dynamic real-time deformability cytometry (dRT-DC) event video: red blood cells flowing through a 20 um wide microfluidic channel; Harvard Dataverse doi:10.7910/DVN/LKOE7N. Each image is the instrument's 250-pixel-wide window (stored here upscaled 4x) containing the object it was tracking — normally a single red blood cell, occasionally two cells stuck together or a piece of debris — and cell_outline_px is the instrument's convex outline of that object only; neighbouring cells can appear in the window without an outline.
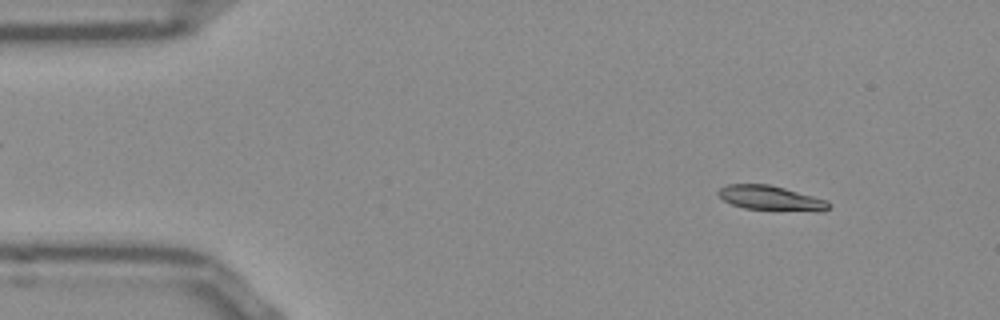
{"species": "Egyptian fruit bat (a non-hibernating species)", "species_latin": "Rousettus aegyptiacus", "temperature_condition": "room temperature", "stored_images_in_passage": 52, "segment_of_instrument_passage": [1, 2], "camera_frame_rate_fps": 3000, "um_per_image_px": 0.085, "frame": {"image": 1, "passage_image": 5, "time_ms": 1.333, "image_size_px": [1000, 320], "cell_outline_px": [[832, 204], [824, 212], [816, 212], [744, 208], [732, 204], [724, 200], [716, 192], [720, 188], [728, 184], [768, 184], [784, 188], [828, 200]], "centroid_in_image_um": [65.57, 16.85], "position_along_channel_um": 19.4, "area_um2": 15.95}}
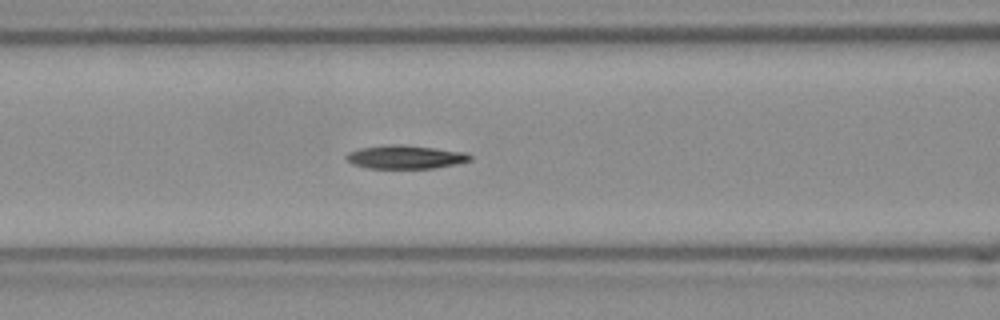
{"frame": {"image": 2, "passage_image": 20, "time_ms": 6.333, "image_size_px": [1000, 320], "cell_outline_px": [[472, 160], [456, 164], [432, 168], [368, 168], [352, 164], [344, 156], [348, 152], [360, 148], [392, 144], [396, 144], [432, 148], [464, 152], [472, 156]], "centroid_in_image_um": [34.43, 13.35], "position_along_channel_um": 132.2, "area_um2": 16.7}}
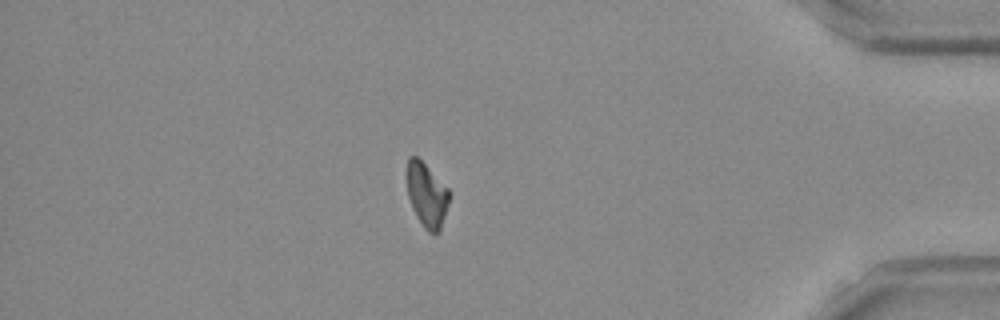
{"frame": {"image": 3, "passage_image": 44, "time_ms": 14.333, "image_size_px": [1000, 320], "cell_outline_px": [[448, 204], [440, 232], [428, 232], [424, 228], [416, 216], [412, 208], [408, 196], [408, 156], [416, 156], [448, 188]], "centroid_in_image_um": [36.27, 16.61], "position_along_channel_um": 398.9, "area_um2": 15.37}}